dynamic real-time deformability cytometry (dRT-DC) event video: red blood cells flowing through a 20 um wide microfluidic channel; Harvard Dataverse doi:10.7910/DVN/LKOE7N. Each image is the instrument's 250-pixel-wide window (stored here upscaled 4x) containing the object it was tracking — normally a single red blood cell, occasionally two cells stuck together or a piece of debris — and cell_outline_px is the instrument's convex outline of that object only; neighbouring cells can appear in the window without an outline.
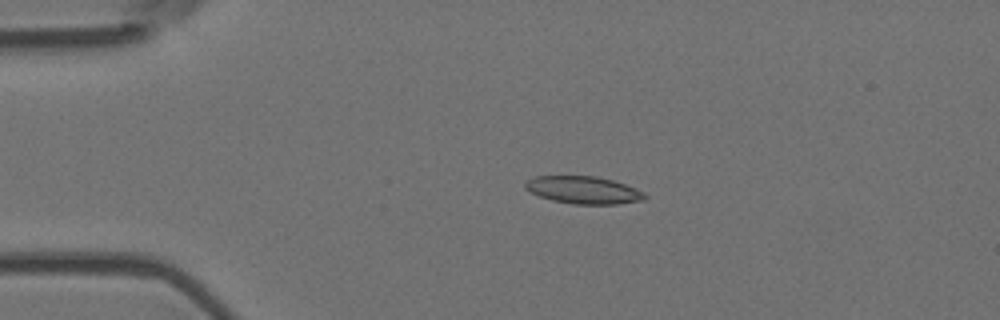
{"species": "Egyptian fruit bat (a non-hibernating species)", "species_latin": "Rousettus aegyptiacus", "temperature_condition": "room temperature", "stored_images_in_passage": 3, "camera_frame_rate_fps": 3000, "um_per_image_px": 0.085, "animal": {"sex": "female"}, "frame": {"image": 1, "passage_image": 2, "time_ms": 0.333, "image_size_px": [1000, 320], "cell_outline_px": [[648, 196], [644, 200], [616, 204], [572, 204], [552, 200], [540, 196], [524, 188], [524, 180], [536, 176], [596, 176], [612, 180], [624, 184], [644, 192]], "centroid_in_image_um": [49.57, 16.15], "position_along_channel_um": 35.4, "area_um2": 19.13}}